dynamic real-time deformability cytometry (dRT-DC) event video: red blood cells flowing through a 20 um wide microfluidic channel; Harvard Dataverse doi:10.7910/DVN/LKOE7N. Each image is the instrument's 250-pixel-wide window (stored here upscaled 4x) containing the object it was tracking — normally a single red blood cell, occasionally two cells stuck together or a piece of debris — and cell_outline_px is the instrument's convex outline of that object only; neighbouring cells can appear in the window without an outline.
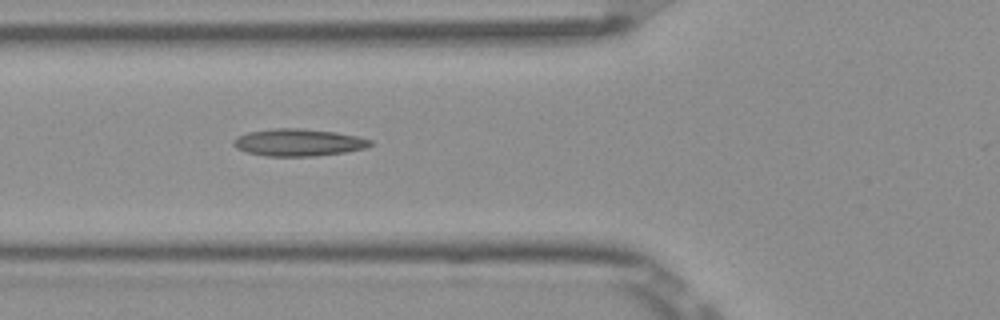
{"species": "Egyptian fruit bat (a non-hibernating species)", "species_latin": "Rousettus aegyptiacus", "temperature_condition": "room temperature", "stored_images_in_passage": 7, "camera_frame_rate_fps": 3000, "um_per_image_px": 0.085, "frame": {"image": 1, "passage_image": 5, "time_ms": 1.333, "image_size_px": [1000, 320], "cell_outline_px": [[372, 144], [368, 148], [344, 152], [316, 156], [268, 156], [248, 152], [236, 148], [232, 144], [232, 140], [236, 136], [248, 132], [272, 128], [300, 128], [336, 132], [360, 136], [372, 140]], "centroid_in_image_um": [25.38, 12.1], "position_along_channel_um": 100.4, "area_um2": 21.91}}
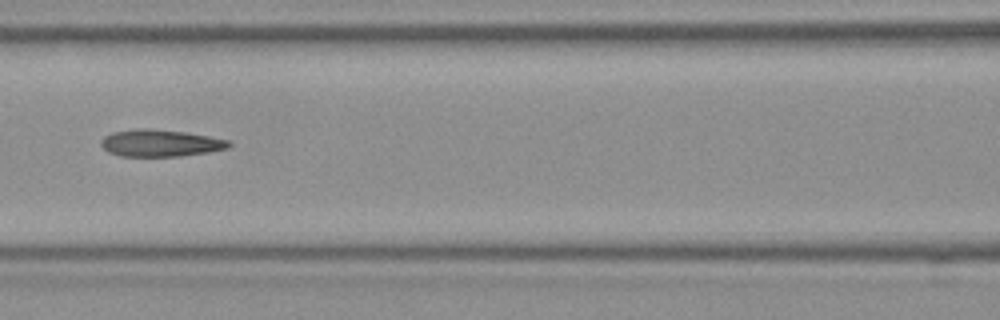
{"frame": {"image": 2, "passage_image": 6, "time_ms": 1.667, "image_size_px": [1000, 320], "cell_outline_px": [[232, 144], [228, 148], [208, 152], [180, 156], [120, 156], [108, 152], [100, 144], [100, 140], [104, 136], [112, 132], [136, 128], [152, 128], [184, 132], [208, 136], [228, 140]], "centroid_in_image_um": [13.59, 12.15], "position_along_channel_um": 153.0, "area_um2": 20.17}}
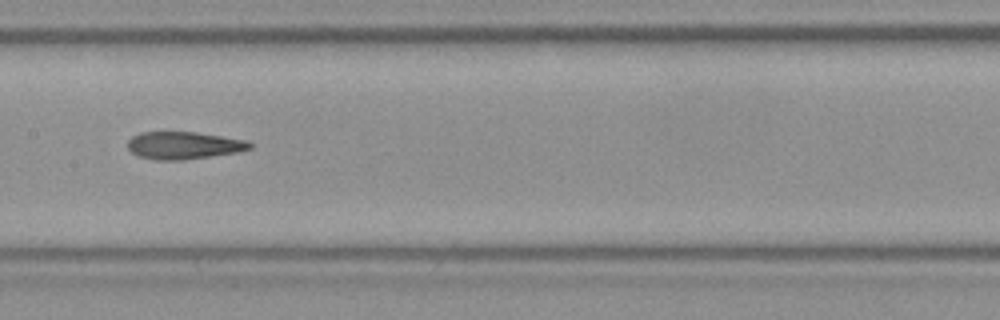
{"frame": {"image": 3, "passage_image": 7, "time_ms": 2.0, "image_size_px": [1000, 320], "cell_outline_px": [[252, 148], [240, 152], [184, 160], [152, 160], [140, 156], [132, 152], [128, 148], [128, 140], [132, 136], [140, 132], [196, 132], [248, 140], [252, 144]], "centroid_in_image_um": [15.65, 12.36], "position_along_channel_um": 191.8, "area_um2": 19.71}}